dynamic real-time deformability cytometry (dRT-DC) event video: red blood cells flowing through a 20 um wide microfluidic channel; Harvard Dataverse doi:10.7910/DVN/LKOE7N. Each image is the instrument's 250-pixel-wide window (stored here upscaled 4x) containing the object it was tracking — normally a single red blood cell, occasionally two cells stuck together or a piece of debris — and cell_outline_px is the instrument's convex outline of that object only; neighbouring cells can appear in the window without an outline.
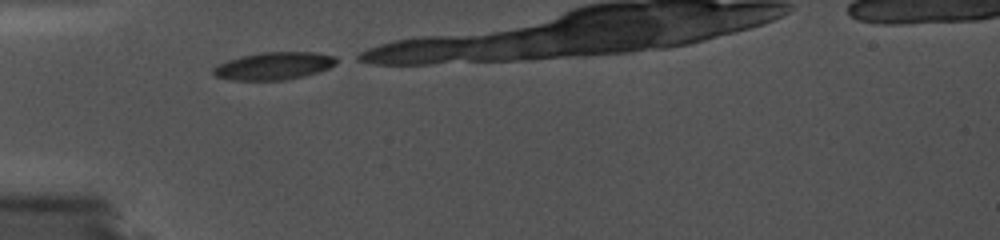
{"species": "common noctule bat (a hibernating species)", "species_latin": "Nyctalus noctula", "temperature_condition": "cold", "stored_images_in_passage": 10, "camera_frame_rate_fps": 5000, "um_per_image_px": 0.085, "animal": {"sex": "female", "body_mass_g": 19.0, "forearm_length_mm": 56.7}, "frame": {"image": 1, "passage_image": 1, "time_ms": 0.0, "image_size_px": [1000, 240], "cell_outline_px": [[344, 60], [320, 72], [304, 76], [284, 80], [228, 80], [216, 76], [212, 72], [212, 68], [228, 60], [240, 56], [260, 52], [316, 52], [336, 56]], "centroid_in_image_um": [23.35, 5.59], "position_along_channel_um": 61.7, "area_um2": 20.11}}
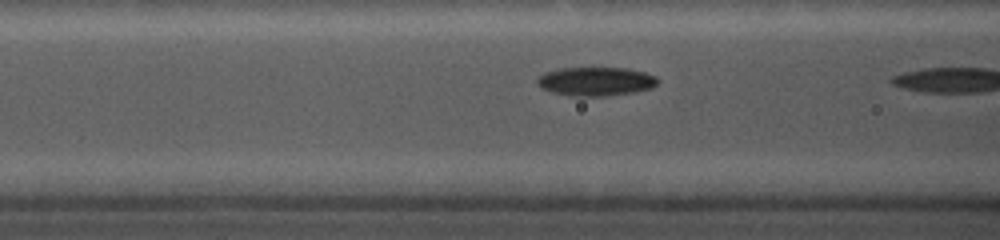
{"frame": {"image": 2, "passage_image": 9, "time_ms": 1.6, "image_size_px": [1000, 240], "cell_outline_px": [[660, 80], [652, 88], [632, 92], [604, 96], [568, 96], [552, 92], [540, 88], [536, 84], [536, 80], [540, 76], [548, 72], [560, 68], [628, 68], [644, 72], [656, 76]], "centroid_in_image_um": [50.64, 6.92], "position_along_channel_um": 116.0, "area_um2": 20.23}}